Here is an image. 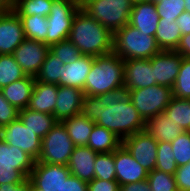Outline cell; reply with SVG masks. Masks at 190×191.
I'll use <instances>...</instances> for the list:
<instances>
[{"mask_svg":"<svg viewBox=\"0 0 190 191\" xmlns=\"http://www.w3.org/2000/svg\"><path fill=\"white\" fill-rule=\"evenodd\" d=\"M58 85L35 80L28 108L54 115Z\"/></svg>","mask_w":190,"mask_h":191,"instance_id":"603a6c76","label":"cell"},{"mask_svg":"<svg viewBox=\"0 0 190 191\" xmlns=\"http://www.w3.org/2000/svg\"><path fill=\"white\" fill-rule=\"evenodd\" d=\"M120 88H124V60L114 52L94 57L84 94L98 96Z\"/></svg>","mask_w":190,"mask_h":191,"instance_id":"3957f363","label":"cell"},{"mask_svg":"<svg viewBox=\"0 0 190 191\" xmlns=\"http://www.w3.org/2000/svg\"><path fill=\"white\" fill-rule=\"evenodd\" d=\"M172 91L174 97L190 99V58H182L180 71Z\"/></svg>","mask_w":190,"mask_h":191,"instance_id":"d590c367","label":"cell"},{"mask_svg":"<svg viewBox=\"0 0 190 191\" xmlns=\"http://www.w3.org/2000/svg\"><path fill=\"white\" fill-rule=\"evenodd\" d=\"M96 156L97 152L88 146H75L67 165L70 173L85 182L92 181Z\"/></svg>","mask_w":190,"mask_h":191,"instance_id":"ffe728a7","label":"cell"},{"mask_svg":"<svg viewBox=\"0 0 190 191\" xmlns=\"http://www.w3.org/2000/svg\"><path fill=\"white\" fill-rule=\"evenodd\" d=\"M147 180L152 191H177L175 176L154 169L148 173Z\"/></svg>","mask_w":190,"mask_h":191,"instance_id":"8d00e7d4","label":"cell"},{"mask_svg":"<svg viewBox=\"0 0 190 191\" xmlns=\"http://www.w3.org/2000/svg\"><path fill=\"white\" fill-rule=\"evenodd\" d=\"M159 20H177L185 11V0H158L155 2Z\"/></svg>","mask_w":190,"mask_h":191,"instance_id":"74e56055","label":"cell"},{"mask_svg":"<svg viewBox=\"0 0 190 191\" xmlns=\"http://www.w3.org/2000/svg\"><path fill=\"white\" fill-rule=\"evenodd\" d=\"M50 51L64 64L74 63L82 55L81 51L69 39L51 45Z\"/></svg>","mask_w":190,"mask_h":191,"instance_id":"ab89813d","label":"cell"},{"mask_svg":"<svg viewBox=\"0 0 190 191\" xmlns=\"http://www.w3.org/2000/svg\"><path fill=\"white\" fill-rule=\"evenodd\" d=\"M177 168L171 142H158L155 169L175 175Z\"/></svg>","mask_w":190,"mask_h":191,"instance_id":"e575fe53","label":"cell"},{"mask_svg":"<svg viewBox=\"0 0 190 191\" xmlns=\"http://www.w3.org/2000/svg\"><path fill=\"white\" fill-rule=\"evenodd\" d=\"M151 2H153V3H155V2H157L158 0H150Z\"/></svg>","mask_w":190,"mask_h":191,"instance_id":"db71d44e","label":"cell"},{"mask_svg":"<svg viewBox=\"0 0 190 191\" xmlns=\"http://www.w3.org/2000/svg\"><path fill=\"white\" fill-rule=\"evenodd\" d=\"M26 39L20 17L14 12L0 14V55L13 54Z\"/></svg>","mask_w":190,"mask_h":191,"instance_id":"9a60e30c","label":"cell"},{"mask_svg":"<svg viewBox=\"0 0 190 191\" xmlns=\"http://www.w3.org/2000/svg\"><path fill=\"white\" fill-rule=\"evenodd\" d=\"M18 118L22 121L25 127H28L42 139L58 122L54 115L44 112H36L29 108L20 110Z\"/></svg>","mask_w":190,"mask_h":191,"instance_id":"d4e9b609","label":"cell"},{"mask_svg":"<svg viewBox=\"0 0 190 191\" xmlns=\"http://www.w3.org/2000/svg\"><path fill=\"white\" fill-rule=\"evenodd\" d=\"M176 51L185 58H190V34L182 35Z\"/></svg>","mask_w":190,"mask_h":191,"instance_id":"7dc6e473","label":"cell"},{"mask_svg":"<svg viewBox=\"0 0 190 191\" xmlns=\"http://www.w3.org/2000/svg\"><path fill=\"white\" fill-rule=\"evenodd\" d=\"M85 94L76 87L59 86L57 90L55 119L62 122L65 119L81 114V107Z\"/></svg>","mask_w":190,"mask_h":191,"instance_id":"ac0fdd59","label":"cell"},{"mask_svg":"<svg viewBox=\"0 0 190 191\" xmlns=\"http://www.w3.org/2000/svg\"><path fill=\"white\" fill-rule=\"evenodd\" d=\"M114 34L81 8L74 16L68 39L82 55L101 56L113 52Z\"/></svg>","mask_w":190,"mask_h":191,"instance_id":"7a4b0ae2","label":"cell"},{"mask_svg":"<svg viewBox=\"0 0 190 191\" xmlns=\"http://www.w3.org/2000/svg\"><path fill=\"white\" fill-rule=\"evenodd\" d=\"M75 148L62 122L56 125L42 139L41 153L38 162L47 164L68 165Z\"/></svg>","mask_w":190,"mask_h":191,"instance_id":"9c48e42d","label":"cell"},{"mask_svg":"<svg viewBox=\"0 0 190 191\" xmlns=\"http://www.w3.org/2000/svg\"><path fill=\"white\" fill-rule=\"evenodd\" d=\"M94 178L102 180H116L114 152L97 153L94 163Z\"/></svg>","mask_w":190,"mask_h":191,"instance_id":"836d02e7","label":"cell"},{"mask_svg":"<svg viewBox=\"0 0 190 191\" xmlns=\"http://www.w3.org/2000/svg\"><path fill=\"white\" fill-rule=\"evenodd\" d=\"M122 145L148 172L155 169L158 141L146 130L126 137L122 140Z\"/></svg>","mask_w":190,"mask_h":191,"instance_id":"8fae6325","label":"cell"},{"mask_svg":"<svg viewBox=\"0 0 190 191\" xmlns=\"http://www.w3.org/2000/svg\"><path fill=\"white\" fill-rule=\"evenodd\" d=\"M36 160L0 138V184H20L29 178Z\"/></svg>","mask_w":190,"mask_h":191,"instance_id":"8992f818","label":"cell"},{"mask_svg":"<svg viewBox=\"0 0 190 191\" xmlns=\"http://www.w3.org/2000/svg\"><path fill=\"white\" fill-rule=\"evenodd\" d=\"M133 5L136 3H143V2H148L150 0H129Z\"/></svg>","mask_w":190,"mask_h":191,"instance_id":"f907efd6","label":"cell"},{"mask_svg":"<svg viewBox=\"0 0 190 191\" xmlns=\"http://www.w3.org/2000/svg\"><path fill=\"white\" fill-rule=\"evenodd\" d=\"M116 180L119 185L146 180L148 171L121 145L114 151Z\"/></svg>","mask_w":190,"mask_h":191,"instance_id":"2e32d148","label":"cell"},{"mask_svg":"<svg viewBox=\"0 0 190 191\" xmlns=\"http://www.w3.org/2000/svg\"><path fill=\"white\" fill-rule=\"evenodd\" d=\"M16 0H0V13L14 11Z\"/></svg>","mask_w":190,"mask_h":191,"instance_id":"681fc988","label":"cell"},{"mask_svg":"<svg viewBox=\"0 0 190 191\" xmlns=\"http://www.w3.org/2000/svg\"><path fill=\"white\" fill-rule=\"evenodd\" d=\"M176 50L160 51L151 58L155 84L173 88L182 64Z\"/></svg>","mask_w":190,"mask_h":191,"instance_id":"5bb4252c","label":"cell"},{"mask_svg":"<svg viewBox=\"0 0 190 191\" xmlns=\"http://www.w3.org/2000/svg\"><path fill=\"white\" fill-rule=\"evenodd\" d=\"M122 145V139L105 127L94 125L87 146L97 153H111Z\"/></svg>","mask_w":190,"mask_h":191,"instance_id":"484cf974","label":"cell"},{"mask_svg":"<svg viewBox=\"0 0 190 191\" xmlns=\"http://www.w3.org/2000/svg\"><path fill=\"white\" fill-rule=\"evenodd\" d=\"M70 174L67 165L47 164L36 161L33 170L30 172L29 179L38 189L57 191Z\"/></svg>","mask_w":190,"mask_h":191,"instance_id":"4fadbf2b","label":"cell"},{"mask_svg":"<svg viewBox=\"0 0 190 191\" xmlns=\"http://www.w3.org/2000/svg\"><path fill=\"white\" fill-rule=\"evenodd\" d=\"M185 10L190 12V0H185Z\"/></svg>","mask_w":190,"mask_h":191,"instance_id":"816d5d0a","label":"cell"},{"mask_svg":"<svg viewBox=\"0 0 190 191\" xmlns=\"http://www.w3.org/2000/svg\"><path fill=\"white\" fill-rule=\"evenodd\" d=\"M166 116L180 125L185 131L190 127V99L174 97L169 102V105L164 110Z\"/></svg>","mask_w":190,"mask_h":191,"instance_id":"f1b7e54d","label":"cell"},{"mask_svg":"<svg viewBox=\"0 0 190 191\" xmlns=\"http://www.w3.org/2000/svg\"><path fill=\"white\" fill-rule=\"evenodd\" d=\"M25 76L12 54L0 55V89Z\"/></svg>","mask_w":190,"mask_h":191,"instance_id":"1f68e13d","label":"cell"},{"mask_svg":"<svg viewBox=\"0 0 190 191\" xmlns=\"http://www.w3.org/2000/svg\"><path fill=\"white\" fill-rule=\"evenodd\" d=\"M174 176L178 190L190 191V161L179 166Z\"/></svg>","mask_w":190,"mask_h":191,"instance_id":"b9f144b4","label":"cell"},{"mask_svg":"<svg viewBox=\"0 0 190 191\" xmlns=\"http://www.w3.org/2000/svg\"><path fill=\"white\" fill-rule=\"evenodd\" d=\"M171 144L177 166L187 164L190 161V132H183Z\"/></svg>","mask_w":190,"mask_h":191,"instance_id":"f35d334b","label":"cell"},{"mask_svg":"<svg viewBox=\"0 0 190 191\" xmlns=\"http://www.w3.org/2000/svg\"><path fill=\"white\" fill-rule=\"evenodd\" d=\"M119 191H152L148 180L133 182L119 186Z\"/></svg>","mask_w":190,"mask_h":191,"instance_id":"f6af8a7d","label":"cell"},{"mask_svg":"<svg viewBox=\"0 0 190 191\" xmlns=\"http://www.w3.org/2000/svg\"><path fill=\"white\" fill-rule=\"evenodd\" d=\"M127 95L141 117L147 121L164 113L173 98V91L170 87L156 84L147 88L129 90Z\"/></svg>","mask_w":190,"mask_h":191,"instance_id":"52a82bcc","label":"cell"},{"mask_svg":"<svg viewBox=\"0 0 190 191\" xmlns=\"http://www.w3.org/2000/svg\"><path fill=\"white\" fill-rule=\"evenodd\" d=\"M159 19L155 3L148 1L132 6L128 24L138 29L139 32L155 36Z\"/></svg>","mask_w":190,"mask_h":191,"instance_id":"d6986e66","label":"cell"},{"mask_svg":"<svg viewBox=\"0 0 190 191\" xmlns=\"http://www.w3.org/2000/svg\"><path fill=\"white\" fill-rule=\"evenodd\" d=\"M52 3L53 0H16L14 12L18 16L47 17L51 12Z\"/></svg>","mask_w":190,"mask_h":191,"instance_id":"d6a6232c","label":"cell"},{"mask_svg":"<svg viewBox=\"0 0 190 191\" xmlns=\"http://www.w3.org/2000/svg\"><path fill=\"white\" fill-rule=\"evenodd\" d=\"M156 43L161 51L176 50L182 34L175 20H159L155 33Z\"/></svg>","mask_w":190,"mask_h":191,"instance_id":"4316f807","label":"cell"},{"mask_svg":"<svg viewBox=\"0 0 190 191\" xmlns=\"http://www.w3.org/2000/svg\"><path fill=\"white\" fill-rule=\"evenodd\" d=\"M75 146H87L89 136L96 123L81 114L62 121Z\"/></svg>","mask_w":190,"mask_h":191,"instance_id":"83f0119b","label":"cell"},{"mask_svg":"<svg viewBox=\"0 0 190 191\" xmlns=\"http://www.w3.org/2000/svg\"><path fill=\"white\" fill-rule=\"evenodd\" d=\"M30 191H44L41 189L36 188L31 182H30Z\"/></svg>","mask_w":190,"mask_h":191,"instance_id":"f5cc1de1","label":"cell"},{"mask_svg":"<svg viewBox=\"0 0 190 191\" xmlns=\"http://www.w3.org/2000/svg\"><path fill=\"white\" fill-rule=\"evenodd\" d=\"M35 85V77L26 75L0 89L6 100L18 111L28 108Z\"/></svg>","mask_w":190,"mask_h":191,"instance_id":"7402d4cb","label":"cell"},{"mask_svg":"<svg viewBox=\"0 0 190 191\" xmlns=\"http://www.w3.org/2000/svg\"><path fill=\"white\" fill-rule=\"evenodd\" d=\"M81 9L113 34L129 23V0H81Z\"/></svg>","mask_w":190,"mask_h":191,"instance_id":"5b68a950","label":"cell"},{"mask_svg":"<svg viewBox=\"0 0 190 191\" xmlns=\"http://www.w3.org/2000/svg\"><path fill=\"white\" fill-rule=\"evenodd\" d=\"M49 50L50 47L44 42L26 38L12 55L26 75L35 77Z\"/></svg>","mask_w":190,"mask_h":191,"instance_id":"7c38bea8","label":"cell"},{"mask_svg":"<svg viewBox=\"0 0 190 191\" xmlns=\"http://www.w3.org/2000/svg\"><path fill=\"white\" fill-rule=\"evenodd\" d=\"M176 21L182 35L190 34V12L185 10Z\"/></svg>","mask_w":190,"mask_h":191,"instance_id":"bcb514c9","label":"cell"},{"mask_svg":"<svg viewBox=\"0 0 190 191\" xmlns=\"http://www.w3.org/2000/svg\"><path fill=\"white\" fill-rule=\"evenodd\" d=\"M0 191H30V179L20 184H0Z\"/></svg>","mask_w":190,"mask_h":191,"instance_id":"c3c4849f","label":"cell"},{"mask_svg":"<svg viewBox=\"0 0 190 191\" xmlns=\"http://www.w3.org/2000/svg\"><path fill=\"white\" fill-rule=\"evenodd\" d=\"M160 51L154 36L139 32L130 24L114 33L113 52L123 60L151 59Z\"/></svg>","mask_w":190,"mask_h":191,"instance_id":"277c9868","label":"cell"},{"mask_svg":"<svg viewBox=\"0 0 190 191\" xmlns=\"http://www.w3.org/2000/svg\"><path fill=\"white\" fill-rule=\"evenodd\" d=\"M119 183L117 180H102L94 178L88 182V191H119Z\"/></svg>","mask_w":190,"mask_h":191,"instance_id":"7bdbcfd3","label":"cell"},{"mask_svg":"<svg viewBox=\"0 0 190 191\" xmlns=\"http://www.w3.org/2000/svg\"><path fill=\"white\" fill-rule=\"evenodd\" d=\"M19 17L22 21L25 37L44 42L47 45V18L39 15Z\"/></svg>","mask_w":190,"mask_h":191,"instance_id":"4dcf8cb0","label":"cell"},{"mask_svg":"<svg viewBox=\"0 0 190 191\" xmlns=\"http://www.w3.org/2000/svg\"><path fill=\"white\" fill-rule=\"evenodd\" d=\"M145 130L158 142H171L185 132L180 125L174 123L165 113H160L148 119Z\"/></svg>","mask_w":190,"mask_h":191,"instance_id":"cb8c5ba5","label":"cell"},{"mask_svg":"<svg viewBox=\"0 0 190 191\" xmlns=\"http://www.w3.org/2000/svg\"><path fill=\"white\" fill-rule=\"evenodd\" d=\"M94 57L81 55L74 63L62 66L59 86L76 87L84 90L86 78L90 72Z\"/></svg>","mask_w":190,"mask_h":191,"instance_id":"44dd1931","label":"cell"},{"mask_svg":"<svg viewBox=\"0 0 190 191\" xmlns=\"http://www.w3.org/2000/svg\"><path fill=\"white\" fill-rule=\"evenodd\" d=\"M0 138L9 145H14L32 156L36 161L41 153L42 138L31 131L17 118L0 128Z\"/></svg>","mask_w":190,"mask_h":191,"instance_id":"30bf717a","label":"cell"},{"mask_svg":"<svg viewBox=\"0 0 190 191\" xmlns=\"http://www.w3.org/2000/svg\"><path fill=\"white\" fill-rule=\"evenodd\" d=\"M80 8V0H53L51 12L46 17L49 47L68 39L74 16Z\"/></svg>","mask_w":190,"mask_h":191,"instance_id":"ba28073f","label":"cell"},{"mask_svg":"<svg viewBox=\"0 0 190 191\" xmlns=\"http://www.w3.org/2000/svg\"><path fill=\"white\" fill-rule=\"evenodd\" d=\"M156 85L151 59L124 60V89L147 88Z\"/></svg>","mask_w":190,"mask_h":191,"instance_id":"e0dca14e","label":"cell"},{"mask_svg":"<svg viewBox=\"0 0 190 191\" xmlns=\"http://www.w3.org/2000/svg\"><path fill=\"white\" fill-rule=\"evenodd\" d=\"M57 191H88V182L70 174Z\"/></svg>","mask_w":190,"mask_h":191,"instance_id":"ee69618b","label":"cell"},{"mask_svg":"<svg viewBox=\"0 0 190 191\" xmlns=\"http://www.w3.org/2000/svg\"><path fill=\"white\" fill-rule=\"evenodd\" d=\"M19 111L10 104L0 91V128L18 118Z\"/></svg>","mask_w":190,"mask_h":191,"instance_id":"60d3db41","label":"cell"},{"mask_svg":"<svg viewBox=\"0 0 190 191\" xmlns=\"http://www.w3.org/2000/svg\"><path fill=\"white\" fill-rule=\"evenodd\" d=\"M64 63L56 57L50 50L46 55L44 63L40 68L35 80L42 83L58 85L61 79L62 66Z\"/></svg>","mask_w":190,"mask_h":191,"instance_id":"f546056e","label":"cell"},{"mask_svg":"<svg viewBox=\"0 0 190 191\" xmlns=\"http://www.w3.org/2000/svg\"><path fill=\"white\" fill-rule=\"evenodd\" d=\"M81 115L115 133L122 140L144 131L146 121L138 113L124 88L98 96L85 95Z\"/></svg>","mask_w":190,"mask_h":191,"instance_id":"6da1fadb","label":"cell"}]
</instances>
